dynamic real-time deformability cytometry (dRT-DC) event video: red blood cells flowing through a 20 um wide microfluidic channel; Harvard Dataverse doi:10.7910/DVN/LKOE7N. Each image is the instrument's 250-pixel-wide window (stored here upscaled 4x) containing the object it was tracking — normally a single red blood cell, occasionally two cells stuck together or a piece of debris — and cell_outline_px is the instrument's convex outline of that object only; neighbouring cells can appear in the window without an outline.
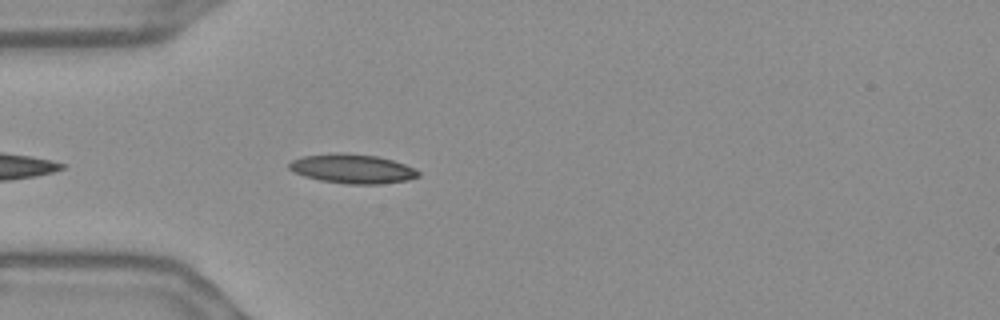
{"species": "Egyptian fruit bat (a non-hibernating species)", "species_latin": "Rousettus aegyptiacus", "temperature_condition": "warm", "stored_images_in_passage": 11, "camera_frame_rate_fps": 3000, "um_per_image_px": 0.085, "frame": {"image": 1, "passage_image": 4, "time_ms": 1.0, "image_size_px": [1000, 320], "cell_outline_px": [[420, 176], [408, 180], [380, 184], [344, 184], [320, 180], [304, 176], [292, 172], [288, 168], [288, 164], [292, 160], [300, 156], [336, 152], [344, 152], [376, 156], [392, 160], [404, 164], [420, 172]], "centroid_in_image_um": [29.9, 14.34], "position_along_channel_um": 55.1, "area_um2": 22.25}}
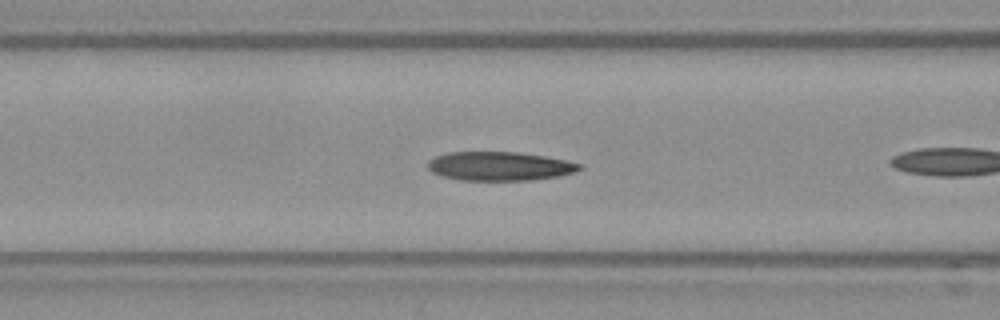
{"frame": {"image": 2, "passage_image": 7, "time_ms": 2.0, "image_size_px": [1000, 320], "cell_outline_px": [[584, 168], [576, 172], [560, 176], [532, 180], [460, 180], [444, 176], [432, 172], [428, 168], [428, 160], [436, 156], [448, 152], [520, 152], [568, 160], [580, 164]], "centroid_in_image_um": [42.51, 14.12], "position_along_channel_um": 124.1, "area_um2": 25.66}}
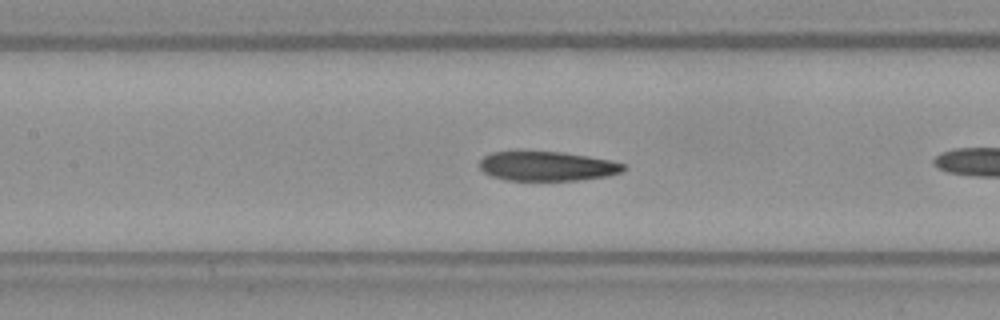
{"frame": {"image": 3, "passage_image": 10, "time_ms": 3.0, "image_size_px": [1000, 320], "cell_outline_px": [[628, 168], [620, 172], [608, 176], [576, 180], [508, 180], [492, 176], [484, 172], [480, 168], [480, 160], [484, 156], [492, 152], [516, 148], [520, 148], [564, 152], [588, 156], [628, 164]], "centroid_in_image_um": [46.46, 14.07], "position_along_channel_um": 160.9, "area_um2": 25.66}}